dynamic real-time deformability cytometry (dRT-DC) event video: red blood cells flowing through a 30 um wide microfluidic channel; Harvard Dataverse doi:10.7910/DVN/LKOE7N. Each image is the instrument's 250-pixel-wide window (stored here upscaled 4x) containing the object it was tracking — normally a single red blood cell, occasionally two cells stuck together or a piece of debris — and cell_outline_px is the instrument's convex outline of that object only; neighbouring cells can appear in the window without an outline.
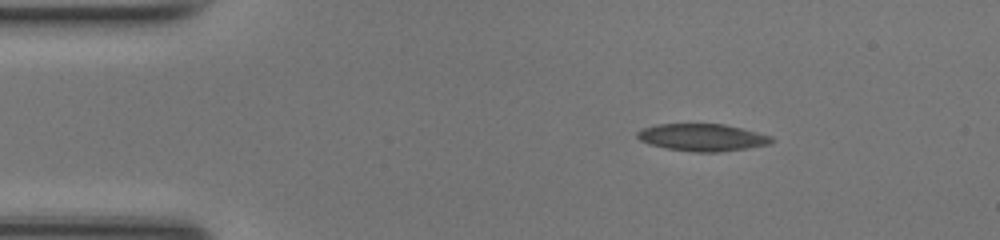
{"species": "common noctule bat (a hibernating species)", "species_latin": "Nyctalus noctula", "temperature_condition": "room temperature", "stored_images_in_passage": 42, "camera_frame_rate_fps": 3000, "um_per_image_px": 0.085, "animal": {"sex": "female", "body_mass_g": 17.0, "forearm_length_mm": 48.0}, "frame": {"image": 1, "passage_image": 1, "time_ms": 0.0, "image_size_px": [1000, 240], "cell_outline_px": [[776, 140], [768, 144], [748, 148], [720, 152], [692, 152], [668, 148], [648, 144], [640, 140], [636, 136], [636, 132], [644, 128], [656, 124], [724, 124], [772, 136]], "centroid_in_image_um": [59.69, 11.68], "position_along_channel_um": 25.3, "area_um2": 21.27}}
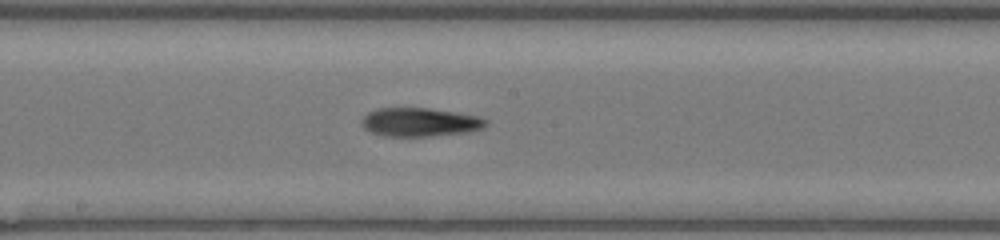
{"frame": {"image": 2, "passage_image": 19, "time_ms": 6.0, "image_size_px": [1000, 240], "cell_outline_px": [[488, 124], [484, 128], [468, 132], [432, 136], [384, 136], [372, 132], [364, 128], [360, 124], [360, 120], [368, 112], [376, 108], [428, 108], [480, 116], [488, 120]], "centroid_in_image_um": [35.7, 10.38], "position_along_channel_um": 212.5, "area_um2": 20.92}}
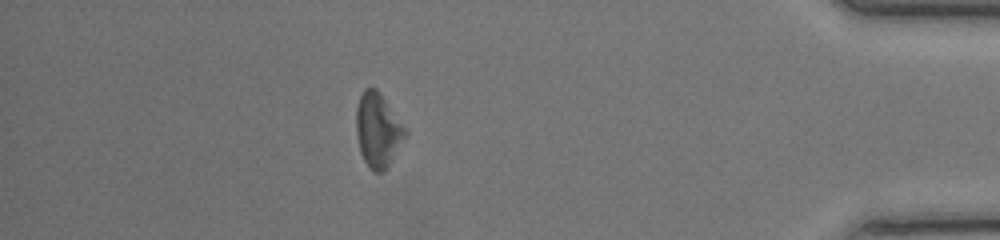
{"frame": {"image": 3, "passage_image": 36, "time_ms": 11.667, "image_size_px": [1000, 240], "cell_outline_px": [[408, 132], [384, 172], [372, 172], [368, 168], [360, 152], [356, 132], [356, 108], [360, 96], [364, 88], [376, 88], [380, 92]], "centroid_in_image_um": [32.1, 11.07], "position_along_channel_um": 403.1, "area_um2": 21.04}, "authors_computed_cell_mechanics": {"area_um2": 20.9814, "velocity_mm_per_s": 4.2405, "shape_relaxation_time_tau1_ms": 5.5078, "shape_relaxation_time_tau2_ms": 10.0393, "deformation_change_tau1": 0.1697, "deformation_change_tau2": 0.2834}}